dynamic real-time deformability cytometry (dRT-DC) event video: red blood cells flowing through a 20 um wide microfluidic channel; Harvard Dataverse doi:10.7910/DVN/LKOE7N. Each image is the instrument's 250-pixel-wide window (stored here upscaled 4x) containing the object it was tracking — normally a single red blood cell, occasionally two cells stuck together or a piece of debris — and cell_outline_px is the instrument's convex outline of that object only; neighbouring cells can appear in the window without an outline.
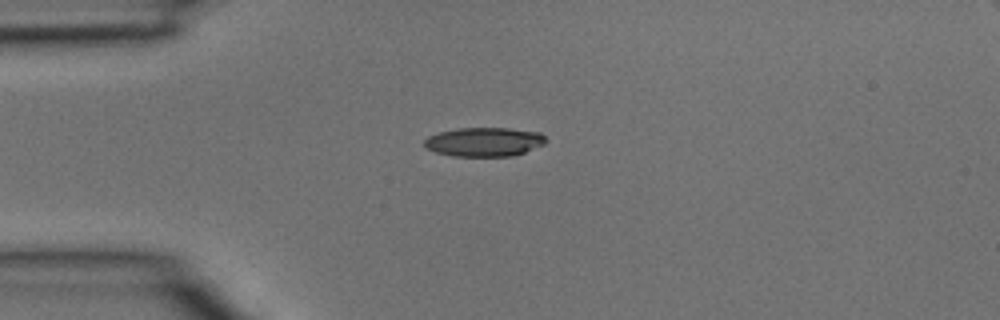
{"species": "common noctule bat (a hibernating species)", "species_latin": "Nyctalus noctula", "temperature_condition": "room temperature", "stored_images_in_passage": 18, "camera_frame_rate_fps": 3000, "um_per_image_px": 0.085, "animal": {"sex": "male", "body_mass_g": 15.6}, "frame": {"image": 1, "passage_image": 2, "time_ms": 0.333, "image_size_px": [1000, 320], "cell_outline_px": [[540, 136], [520, 152], [448, 152], [456, 132], [520, 132]], "centroid_in_image_um": [41.75, 12.06], "position_along_channel_um": 43.2, "area_um2": 11.27}}
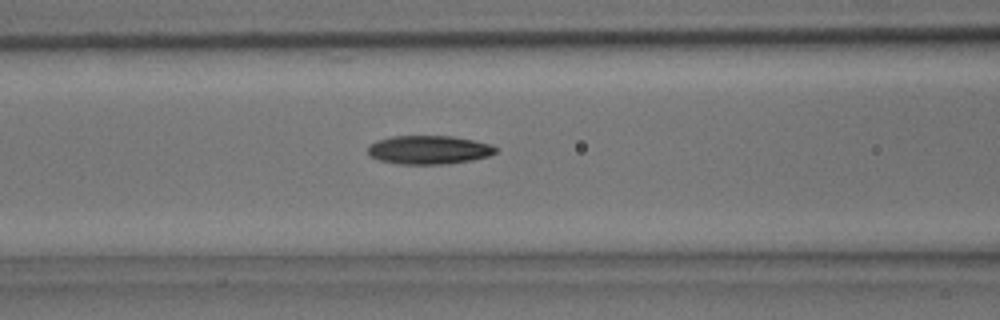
{"frame": {"image": 2, "passage_image": 8, "time_ms": 2.333, "image_size_px": [1000, 320], "cell_outline_px": [[492, 148], [488, 152], [476, 156], [452, 160], [408, 160], [408, 140], [456, 140], [476, 144]], "centroid_in_image_um": [37.7, 12.74], "position_along_channel_um": 128.9, "area_um2": 10.0}}